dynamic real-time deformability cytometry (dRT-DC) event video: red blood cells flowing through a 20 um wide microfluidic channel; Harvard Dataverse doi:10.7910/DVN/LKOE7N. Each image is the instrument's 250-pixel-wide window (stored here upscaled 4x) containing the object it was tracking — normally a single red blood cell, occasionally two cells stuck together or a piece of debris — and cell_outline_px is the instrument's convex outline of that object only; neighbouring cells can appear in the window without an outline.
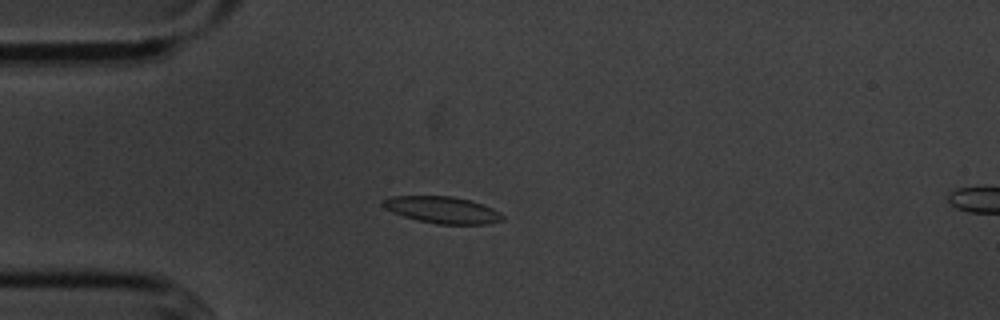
{"species": "common noctule bat (a hibernating species)", "species_latin": "Nyctalus noctula", "temperature_condition": "cold", "stored_images_in_passage": 52, "camera_frame_rate_fps": 3000, "um_per_image_px": 0.085, "animal": {"sex": "male", "body_mass_g": 20.1, "forearm_length_mm": 53.5}, "frame": {"image": 1, "passage_image": 11, "time_ms": 3.333, "image_size_px": [1000, 320], "cell_outline_px": [[504, 220], [488, 224], [436, 224], [416, 220], [392, 212], [384, 208], [380, 204], [384, 200], [392, 196], [452, 196], [472, 200], [492, 208], [500, 212], [504, 216]], "centroid_in_image_um": [37.61, 17.84], "position_along_channel_um": 47.4, "area_um2": 18.79}}
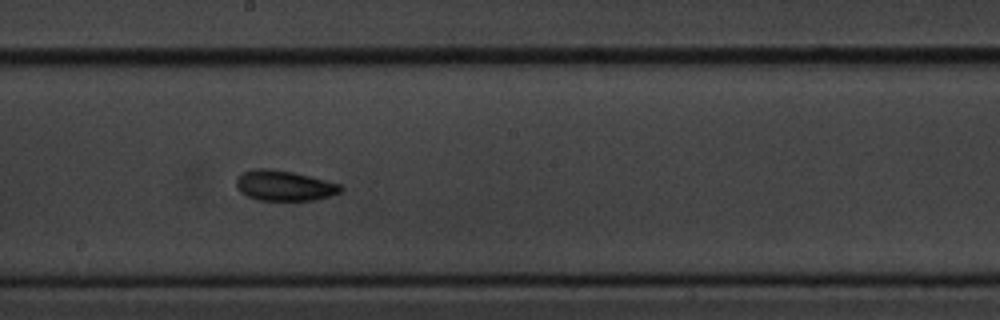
{"frame": {"image": 2, "passage_image": 27, "time_ms": 8.667, "image_size_px": [1000, 320], "cell_outline_px": [[344, 188], [340, 192], [316, 200], [260, 200], [248, 196], [240, 192], [236, 188], [236, 180], [244, 172], [256, 168], [272, 168], [292, 172], [340, 184]], "centroid_in_image_um": [24.15, 15.78], "position_along_channel_um": 224.1, "area_um2": 18.26}}
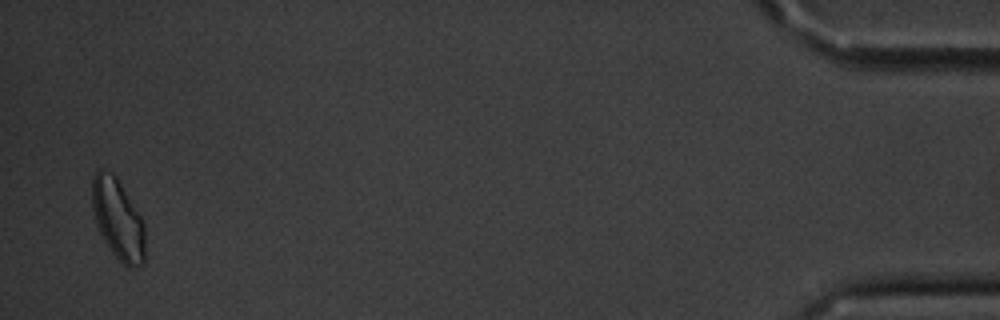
{"frame": {"image": 3, "passage_image": 51, "time_ms": 16.667, "image_size_px": [1000, 320], "cell_outline_px": [[144, 264], [132, 268], [128, 268], [112, 252], [104, 240], [96, 224], [92, 208], [92, 176], [100, 168], [104, 168], [112, 172], [116, 176], [140, 216], [144, 224]], "centroid_in_image_um": [10.01, 18.61], "position_along_channel_um": 425.2, "area_um2": 24.74}, "authors_computed_cell_mechanics": {"area_um2": 18.2648, "velocity_mm_per_s": 3.57, "shape_relaxation_time_tau1_ms": 2.9704, "shape_relaxation_time_tau2_ms": 3.4676, "deformation_change_tau1": 0.083, "deformation_change_tau2": 0.0904}}